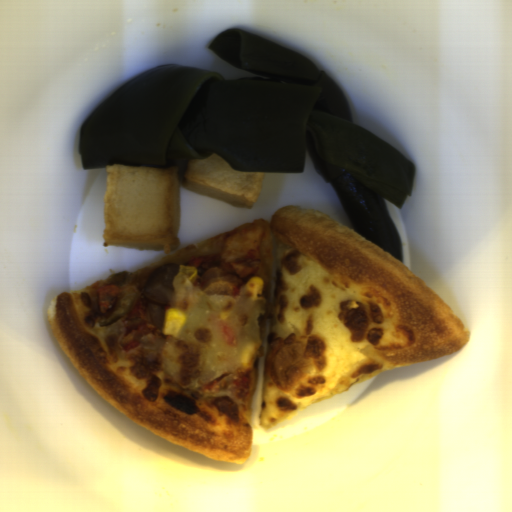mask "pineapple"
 Segmentation results:
<instances>
[{
  "label": "pineapple",
  "instance_id": "1",
  "mask_svg": "<svg viewBox=\"0 0 512 512\" xmlns=\"http://www.w3.org/2000/svg\"><path fill=\"white\" fill-rule=\"evenodd\" d=\"M196 266L175 274L172 304L185 315L178 336L166 335L160 364L182 388L247 369L262 347L258 320L267 310L262 298L213 296L195 285Z\"/></svg>",
  "mask_w": 512,
  "mask_h": 512
}]
</instances>
